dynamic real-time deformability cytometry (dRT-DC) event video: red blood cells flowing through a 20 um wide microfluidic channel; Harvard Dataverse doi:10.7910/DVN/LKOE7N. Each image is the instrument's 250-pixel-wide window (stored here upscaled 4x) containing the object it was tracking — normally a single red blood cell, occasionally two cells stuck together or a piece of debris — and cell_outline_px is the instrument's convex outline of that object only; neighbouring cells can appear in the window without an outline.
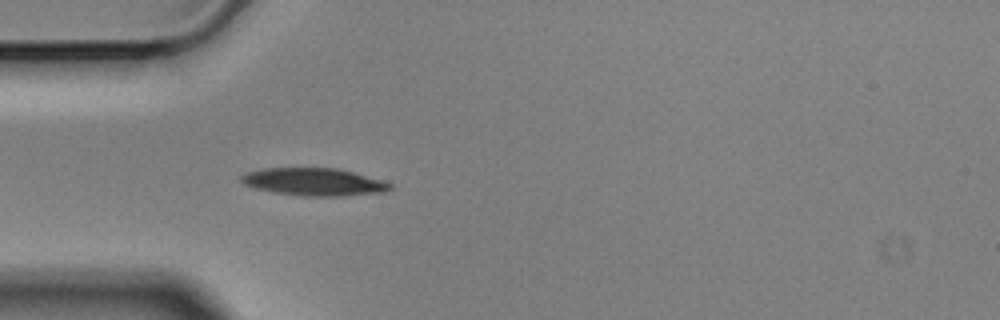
{"species": "Egyptian fruit bat (a non-hibernating species)", "species_latin": "Rousettus aegyptiacus", "temperature_condition": "cold", "stored_images_in_passage": 4, "camera_frame_rate_fps": 3000, "um_per_image_px": 0.085, "animal": {"sex": "male"}, "frame": {"image": 1, "passage_image": 4, "time_ms": 1.0, "image_size_px": [1000, 320], "cell_outline_px": [[392, 188], [384, 192], [344, 196], [300, 196], [272, 192], [256, 188], [244, 184], [240, 180], [240, 176], [248, 172], [264, 168], [336, 168], [352, 172], [380, 180], [392, 184]], "centroid_in_image_um": [26.66, 15.47], "position_along_channel_um": 58.3, "area_um2": 23.81}}